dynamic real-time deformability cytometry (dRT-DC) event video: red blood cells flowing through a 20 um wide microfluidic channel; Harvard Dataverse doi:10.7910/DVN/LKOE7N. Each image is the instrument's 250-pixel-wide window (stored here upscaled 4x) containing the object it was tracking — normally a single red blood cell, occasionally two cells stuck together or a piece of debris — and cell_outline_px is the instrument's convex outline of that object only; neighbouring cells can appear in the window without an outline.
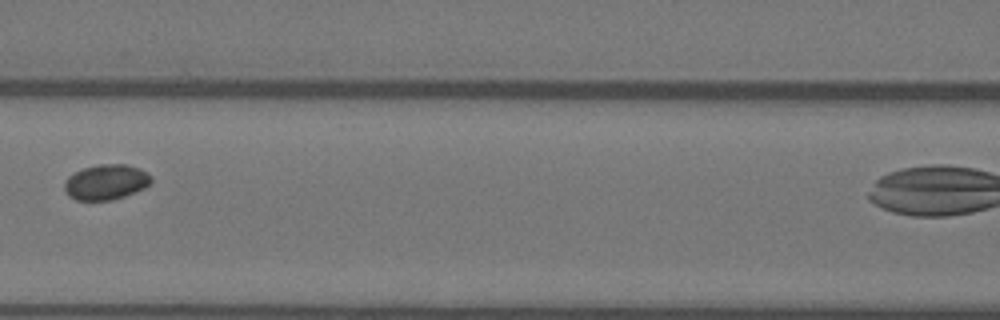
{"species": "Egyptian fruit bat (a non-hibernating species)", "species_latin": "Rousettus aegyptiacus", "temperature_condition": "warm", "stored_images_in_passage": 6, "camera_frame_rate_fps": 3000, "um_per_image_px": 0.085, "animal": {"sex": "female"}, "frame": {"image": 1, "passage_image": 4, "time_ms": 1.0, "image_size_px": [1000, 320], "cell_outline_px": [[152, 180], [144, 188], [124, 196], [112, 200], [76, 200], [68, 196], [64, 192], [64, 184], [68, 176], [84, 168], [100, 164], [128, 164], [140, 168], [152, 176]], "centroid_in_image_um": [9.0, 15.48], "position_along_channel_um": 157.6, "area_um2": 17.86}}
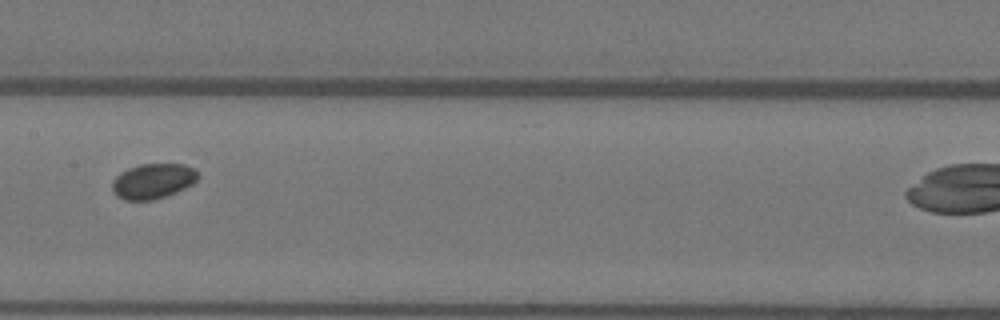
{"frame": {"image": 2, "passage_image": 5, "time_ms": 1.333, "image_size_px": [1000, 320], "cell_outline_px": [[200, 176], [192, 184], [176, 192], [152, 200], [124, 200], [116, 196], [112, 188], [112, 180], [120, 172], [128, 168], [140, 164], [184, 164], [200, 172]], "centroid_in_image_um": [12.99, 15.38], "position_along_channel_um": 194.4, "area_um2": 17.63}}